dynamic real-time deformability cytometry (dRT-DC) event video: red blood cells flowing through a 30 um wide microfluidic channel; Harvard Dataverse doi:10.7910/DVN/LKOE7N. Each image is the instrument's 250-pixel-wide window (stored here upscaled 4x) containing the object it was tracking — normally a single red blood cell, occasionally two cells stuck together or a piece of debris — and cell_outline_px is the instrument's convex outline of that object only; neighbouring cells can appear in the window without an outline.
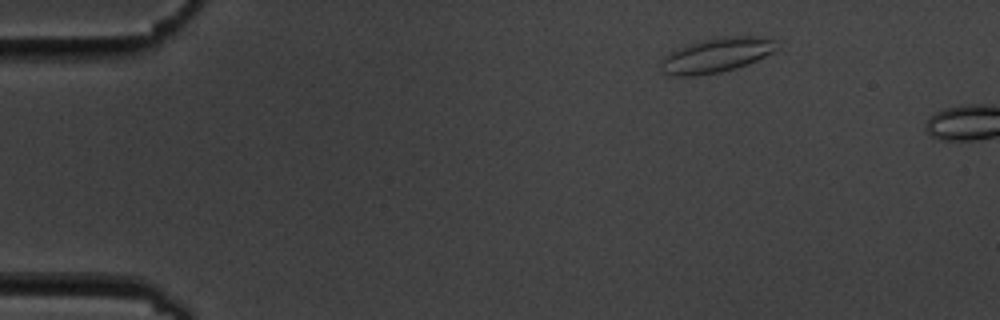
{"species": "common noctule bat (a hibernating species)", "species_latin": "Nyctalus noctula", "temperature_condition": "cold", "stored_images_in_passage": 4, "camera_frame_rate_fps": 3000, "um_per_image_px": 0.085, "animal": {"sex": "male", "body_mass_g": 19.5, "forearm_length_mm": 54.6}, "frame": {"image": 1, "passage_image": 1, "time_ms": 0.0, "image_size_px": [1000, 320], "cell_outline_px": [[776, 48], [772, 52], [756, 60], [736, 68], [720, 72], [696, 76], [668, 76], [664, 72], [660, 64], [660, 60], [664, 56], [676, 48], [700, 40], [724, 36], [764, 36], [776, 40]], "centroid_in_image_um": [60.86, 4.68], "position_along_channel_um": 24.1, "area_um2": 23.47}}